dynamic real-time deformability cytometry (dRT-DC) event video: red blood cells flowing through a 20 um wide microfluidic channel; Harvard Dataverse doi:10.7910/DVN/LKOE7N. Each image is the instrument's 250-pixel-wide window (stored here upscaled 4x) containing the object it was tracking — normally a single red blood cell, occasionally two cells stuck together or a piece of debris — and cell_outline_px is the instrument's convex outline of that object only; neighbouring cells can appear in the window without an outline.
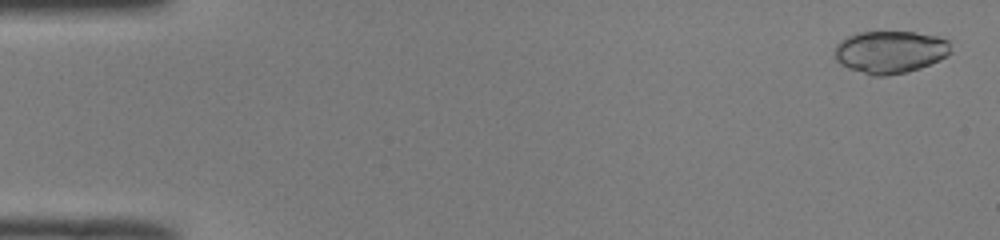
{"species": "common noctule bat (a hibernating species)", "species_latin": "Nyctalus noctula", "temperature_condition": "room temperature", "stored_images_in_passage": 50, "camera_frame_rate_fps": 3000, "um_per_image_px": 0.085, "animal": {"sex": "male", "body_mass_g": 19.0, "forearm_length_mm": 50.8}, "frame": {"image": 1, "passage_image": 2, "time_ms": 0.333, "image_size_px": [1000, 240], "cell_outline_px": [[952, 52], [948, 56], [940, 60], [920, 68], [908, 72], [884, 76], [872, 76], [848, 68], [840, 64], [836, 60], [836, 44], [848, 36], [860, 32], [916, 32], [940, 36], [948, 40]], "centroid_in_image_um": [75.71, 4.42], "position_along_channel_um": 9.3, "area_um2": 28.96}}